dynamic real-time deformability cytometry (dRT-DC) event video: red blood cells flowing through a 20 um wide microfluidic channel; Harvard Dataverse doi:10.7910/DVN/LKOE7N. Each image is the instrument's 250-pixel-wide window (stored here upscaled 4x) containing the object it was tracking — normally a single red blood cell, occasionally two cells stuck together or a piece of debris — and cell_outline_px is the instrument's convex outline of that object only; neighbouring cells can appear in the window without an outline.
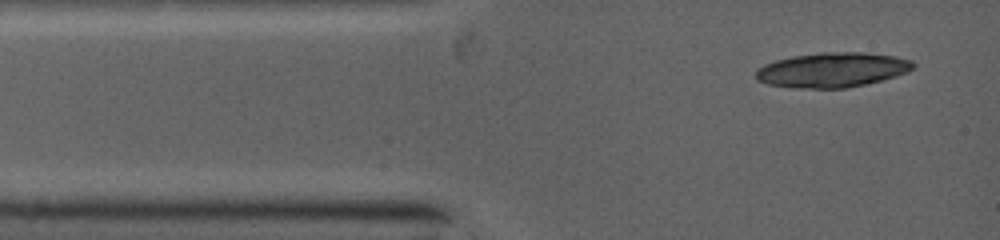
{"species": "common noctule bat (a hibernating species)", "species_latin": "Nyctalus noctula", "temperature_condition": "warm", "stored_images_in_passage": 1, "camera_frame_rate_fps": 5000, "um_per_image_px": 0.085, "animal": {"sex": "female", "body_mass_g": 19.0, "forearm_length_mm": 53.3}, "frame": {"image": 1, "passage_image": 1, "time_ms": 0.0, "image_size_px": [1000, 240], "cell_outline_px": [[916, 64], [908, 72], [896, 76], [848, 88], [792, 88], [768, 84], [756, 80], [756, 68], [764, 64], [776, 60], [792, 56], [824, 52], [860, 52], [896, 56], [912, 60]], "centroid_in_image_um": [70.73, 5.94], "position_along_channel_um": 14.3, "area_um2": 31.96}}